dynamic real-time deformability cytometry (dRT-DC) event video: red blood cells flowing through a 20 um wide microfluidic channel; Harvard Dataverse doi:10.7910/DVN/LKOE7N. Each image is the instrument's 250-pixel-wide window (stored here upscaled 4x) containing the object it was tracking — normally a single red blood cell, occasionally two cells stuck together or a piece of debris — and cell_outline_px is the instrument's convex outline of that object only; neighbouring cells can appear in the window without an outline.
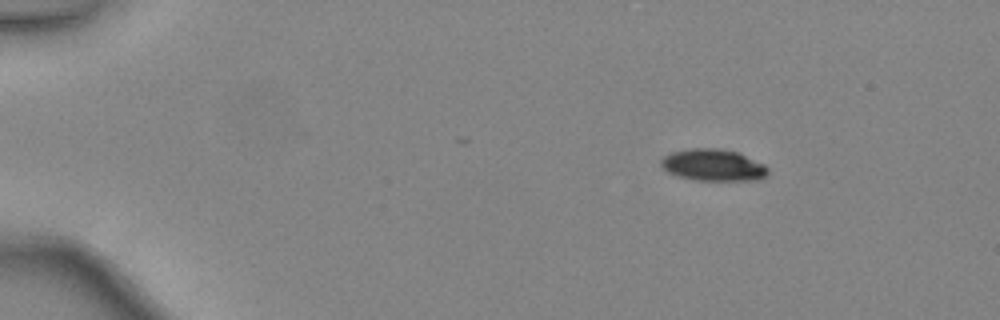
{"species": "common noctule bat (a hibernating species)", "species_latin": "Nyctalus noctula", "temperature_condition": "warm", "stored_images_in_passage": 48, "camera_frame_rate_fps": 3000, "um_per_image_px": 0.085, "animal": {"sex": "female", "body_mass_g": 24.6, "forearm_length_mm": 56.2}, "frame": {"image": 1, "passage_image": 8, "time_ms": 2.333, "image_size_px": [1000, 320], "cell_outline_px": [[768, 176], [760, 180], [696, 180], [680, 176], [668, 172], [660, 164], [660, 160], [664, 156], [672, 152], [688, 148], [716, 148], [740, 152], [764, 164], [768, 168]], "centroid_in_image_um": [60.66, 14.02], "position_along_channel_um": 24.3, "area_um2": 19.94}}
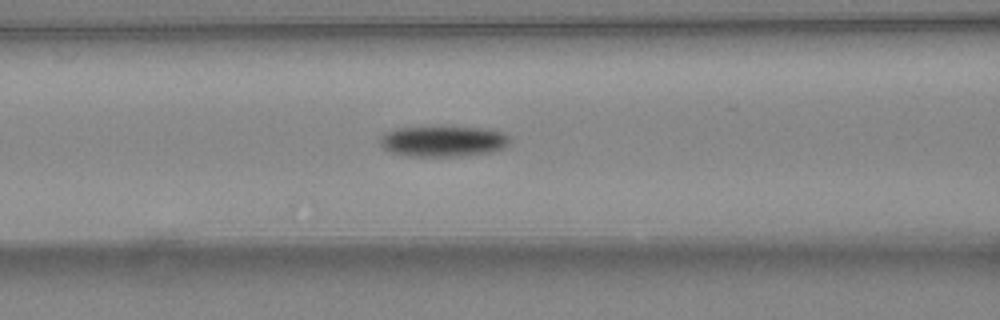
{"frame": {"image": 2, "passage_image": 22, "time_ms": 7.0, "image_size_px": [1000, 320], "cell_outline_px": [[512, 136], [508, 144], [504, 148], [492, 152], [460, 156], [408, 156], [392, 152], [384, 148], [380, 144], [380, 136], [384, 132], [396, 128], [440, 124], [452, 124], [492, 128], [504, 132]], "centroid_in_image_um": [37.73, 11.93], "position_along_channel_um": 128.9, "area_um2": 24.8}}
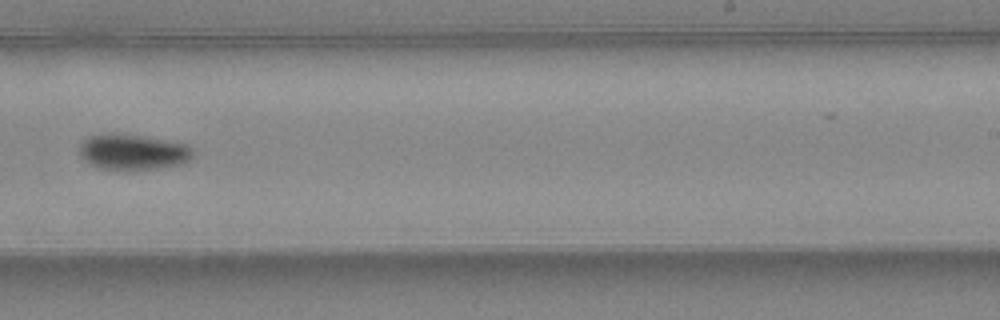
{"frame": {"image": 3, "passage_image": 32, "time_ms": 10.333, "image_size_px": [1000, 320], "cell_outline_px": [[196, 152], [192, 160], [180, 164], [160, 168], [100, 168], [88, 164], [80, 156], [80, 144], [84, 136], [100, 132], [112, 132], [144, 136], [184, 144], [192, 148]], "centroid_in_image_um": [11.26, 12.87], "position_along_channel_um": 277.7, "area_um2": 23.81}, "authors_computed_cell_mechanics": {"area_um2": 21.675, "velocity_mm_per_s": 4.467, "shape_relaxation_time_tau1_ms": 1.8653, "shape_relaxation_time_tau2_ms": null, "deformation_change_tau1": 0.1024, "deformation_change_tau2": null}}